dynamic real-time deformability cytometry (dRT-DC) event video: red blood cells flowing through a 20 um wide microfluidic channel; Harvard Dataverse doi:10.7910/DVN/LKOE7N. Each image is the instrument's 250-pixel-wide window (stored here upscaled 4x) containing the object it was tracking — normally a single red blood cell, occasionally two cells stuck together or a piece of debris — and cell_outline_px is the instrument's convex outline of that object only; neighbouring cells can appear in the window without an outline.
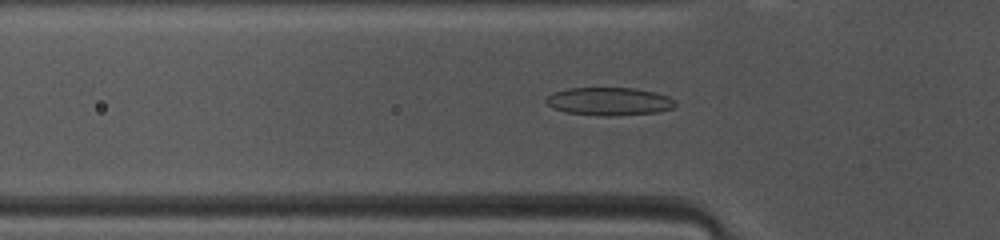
{"species": "common noctule bat (a hibernating species)", "species_latin": "Nyctalus noctula", "temperature_condition": "warm", "stored_images_in_passage": 45, "camera_frame_rate_fps": 3000, "um_per_image_px": 0.085, "animal": {"sex": "female", "body_mass_g": 10.0, "forearm_length_mm": 53.1}, "frame": {"image": 1, "passage_image": 12, "time_ms": 3.667, "image_size_px": [1000, 240], "cell_outline_px": [[676, 104], [672, 108], [656, 112], [612, 116], [604, 116], [564, 112], [552, 108], [544, 100], [552, 92], [568, 88], [636, 88], [656, 92], [668, 96], [676, 100]], "centroid_in_image_um": [51.77, 8.61], "position_along_channel_um": 74.0, "area_um2": 21.21}}
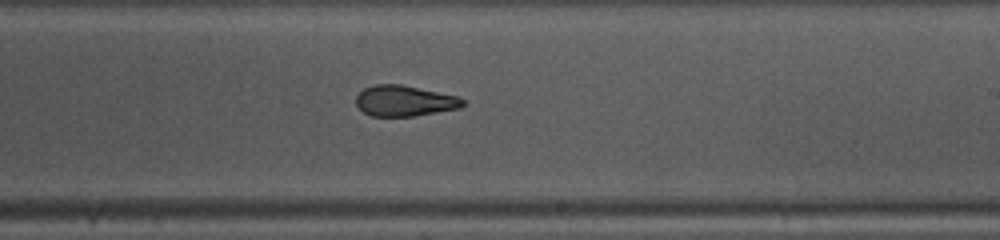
{"frame": {"image": 2, "passage_image": 25, "time_ms": 8.0, "image_size_px": [1000, 240], "cell_outline_px": [[464, 104], [460, 108], [416, 116], [372, 116], [364, 112], [356, 104], [356, 96], [364, 88], [376, 84], [400, 84], [460, 96], [464, 100]], "centroid_in_image_um": [34.41, 8.57], "position_along_channel_um": 254.6, "area_um2": 19.19}}
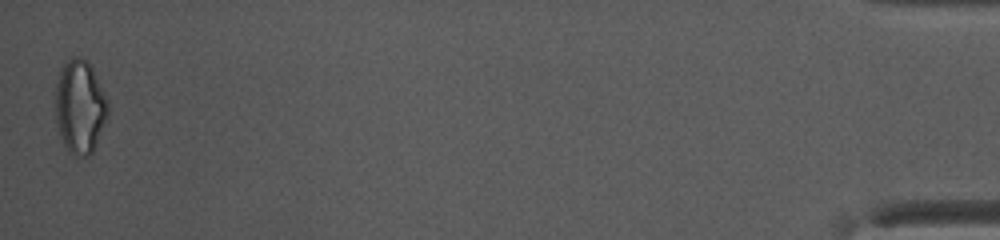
{"frame": {"image": 3, "passage_image": 45, "time_ms": 14.667, "image_size_px": [1000, 240], "cell_outline_px": [[108, 116], [92, 152], [88, 156], [76, 156], [68, 152], [60, 136], [56, 120], [56, 84], [60, 68], [72, 56], [80, 56], [88, 60], [108, 100]], "centroid_in_image_um": [6.79, 9.05], "position_along_channel_um": 428.4, "area_um2": 28.67}, "authors_computed_cell_mechanics": {"area_um2": 20.6924, "velocity_mm_per_s": 4.1319, "shape_relaxation_time_tau1_ms": 7.4233, "shape_relaxation_time_tau2_ms": 2.4795, "deformation_change_tau1": 0.193, "deformation_change_tau2": 0.1078}}